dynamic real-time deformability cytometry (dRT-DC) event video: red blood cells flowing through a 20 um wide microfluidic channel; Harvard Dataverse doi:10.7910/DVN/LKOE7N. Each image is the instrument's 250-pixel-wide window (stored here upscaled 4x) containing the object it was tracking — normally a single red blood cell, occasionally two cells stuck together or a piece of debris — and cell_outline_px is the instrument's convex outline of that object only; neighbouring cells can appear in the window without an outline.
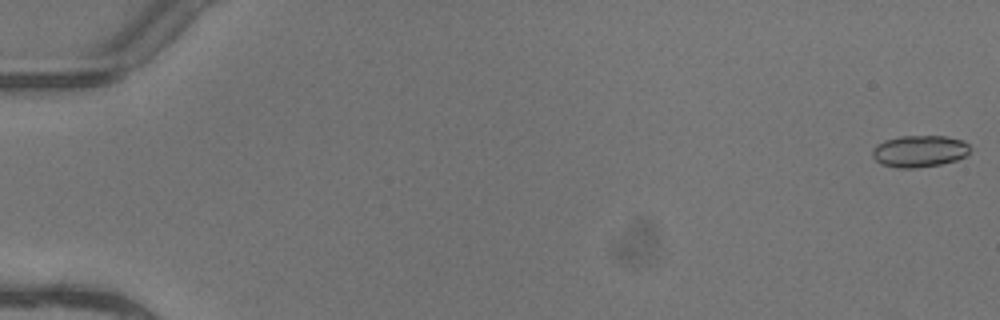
{"species": "common noctule bat (a hibernating species)", "species_latin": "Nyctalus noctula", "temperature_condition": "warm", "stored_images_in_passage": 6, "camera_frame_rate_fps": 3000, "um_per_image_px": 0.085, "animal": {"sex": "female"}, "frame": {"image": 1, "passage_image": 1, "time_ms": 0.0, "image_size_px": [1000, 320], "cell_outline_px": [[972, 148], [964, 156], [956, 160], [940, 164], [916, 168], [896, 168], [880, 164], [872, 156], [872, 148], [876, 144], [884, 140], [900, 136], [948, 136], [964, 140]], "centroid_in_image_um": [78.13, 12.84], "position_along_channel_um": 6.9, "area_um2": 18.32}}
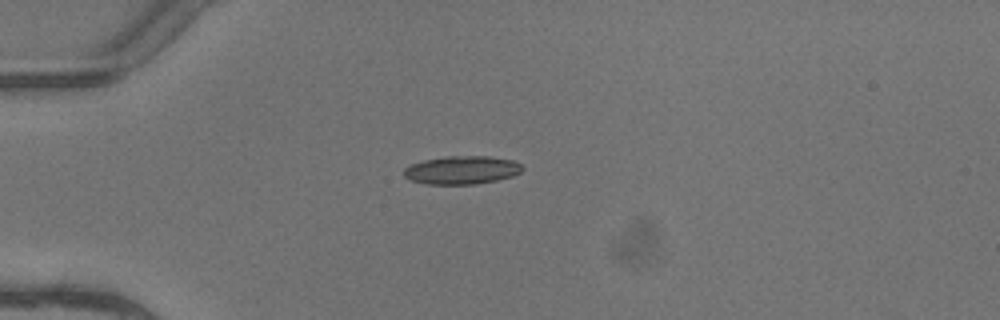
{"frame": {"image": 2, "passage_image": 5, "time_ms": 1.333, "image_size_px": [1000, 320], "cell_outline_px": [[524, 168], [520, 172], [512, 176], [496, 180], [476, 184], [428, 184], [412, 180], [404, 176], [404, 168], [412, 164], [424, 160], [448, 156], [488, 156], [512, 160], [520, 164]], "centroid_in_image_um": [39.26, 14.45], "position_along_channel_um": 45.7, "area_um2": 19.31}}